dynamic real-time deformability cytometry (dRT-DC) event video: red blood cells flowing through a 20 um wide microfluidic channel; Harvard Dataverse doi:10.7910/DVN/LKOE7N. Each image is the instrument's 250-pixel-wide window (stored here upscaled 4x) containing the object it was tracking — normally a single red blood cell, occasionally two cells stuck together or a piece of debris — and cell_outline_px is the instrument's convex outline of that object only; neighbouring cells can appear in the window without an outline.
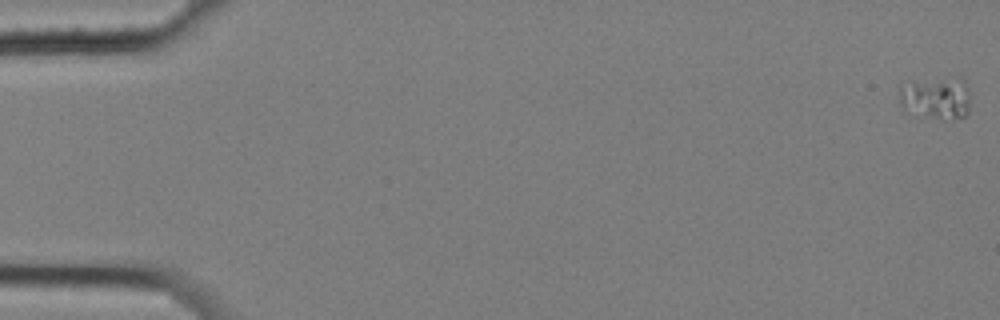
{"species": "common noctule bat (a hibernating species)", "species_latin": "Nyctalus noctula", "temperature_condition": "cold", "stored_images_in_passage": 6, "camera_frame_rate_fps": 3000, "um_per_image_px": 0.085, "animal": {"sex": "female", "body_mass_g": 25.1}, "frame": {"image": 1, "passage_image": 1, "time_ms": 0.0, "image_size_px": [1000, 320], "cell_outline_px": [[968, 112], [964, 116], [912, 116], [900, 108], [900, 84], [912, 80], [960, 76], [964, 76], [968, 92]], "centroid_in_image_um": [79.49, 8.25], "position_along_channel_um": 5.5, "area_um2": 17.8}}
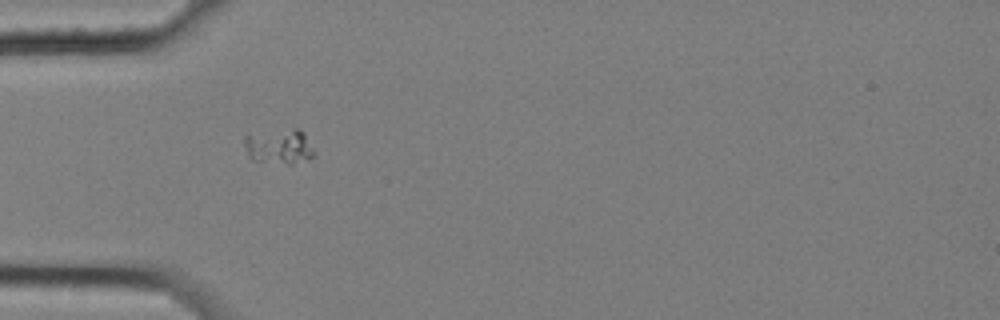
{"frame": {"image": 2, "passage_image": 5, "time_ms": 1.333, "image_size_px": [1000, 320], "cell_outline_px": [[316, 156], [292, 164], [288, 164], [252, 160], [248, 156], [244, 144], [244, 136], [296, 128], [300, 128], [304, 132], [316, 152]], "centroid_in_image_um": [23.78, 12.47], "position_along_channel_um": 61.2, "area_um2": 14.16}}
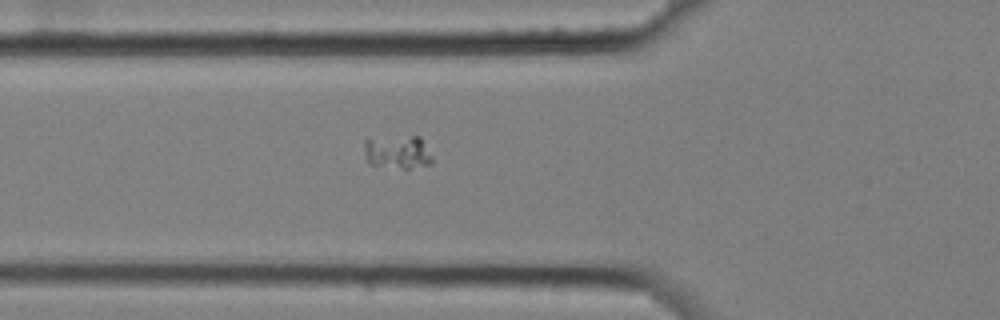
{"frame": {"image": 3, "passage_image": 6, "time_ms": 1.667, "image_size_px": [1000, 320], "cell_outline_px": [[432, 164], [408, 168], [404, 168], [368, 164], [364, 148], [364, 140], [412, 136], [420, 136], [432, 156]], "centroid_in_image_um": [33.82, 12.94], "position_along_channel_um": 92.0, "area_um2": 12.95}}